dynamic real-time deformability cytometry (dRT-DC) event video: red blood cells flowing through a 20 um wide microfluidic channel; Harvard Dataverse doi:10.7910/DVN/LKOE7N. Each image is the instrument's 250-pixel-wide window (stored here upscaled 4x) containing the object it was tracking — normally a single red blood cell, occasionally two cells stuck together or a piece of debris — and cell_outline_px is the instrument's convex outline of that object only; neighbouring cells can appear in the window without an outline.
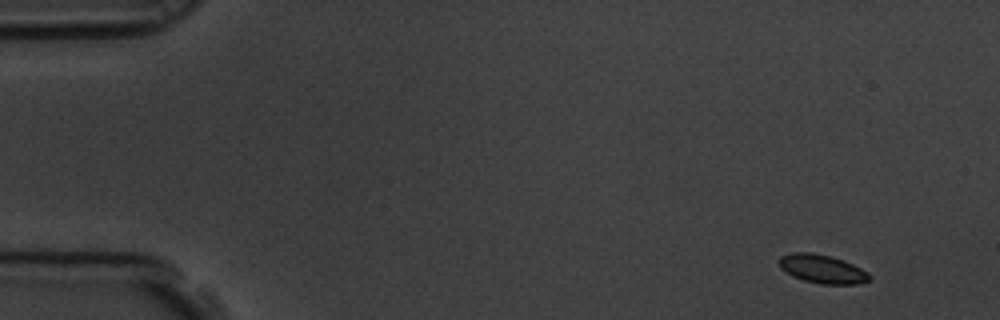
{"species": "common noctule bat (a hibernating species)", "species_latin": "Nyctalus noctula", "temperature_condition": "room temperature", "stored_images_in_passage": 4, "camera_frame_rate_fps": 3000, "um_per_image_px": 0.085, "animal": {"sex": "male", "body_mass_g": 19.5, "forearm_length_mm": 54.6}, "frame": {"image": 1, "passage_image": 1, "time_ms": 0.0, "image_size_px": [1000, 320], "cell_outline_px": [[872, 280], [860, 284], [820, 284], [804, 280], [792, 276], [780, 268], [780, 256], [792, 252], [812, 252], [832, 256], [844, 260], [868, 272], [872, 276]], "centroid_in_image_um": [69.93, 22.86], "position_along_channel_um": 15.1, "area_um2": 15.26}}
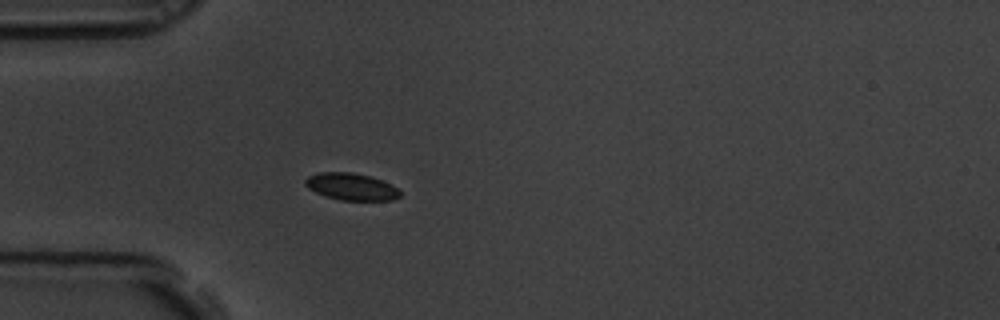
{"frame": {"image": 2, "passage_image": 4, "time_ms": 1.0, "image_size_px": [1000, 320], "cell_outline_px": [[400, 196], [392, 200], [340, 200], [324, 196], [308, 188], [304, 184], [304, 180], [308, 176], [316, 172], [352, 172], [372, 176], [396, 188], [400, 192]], "centroid_in_image_um": [29.8, 15.86], "position_along_channel_um": 55.2, "area_um2": 14.91}}